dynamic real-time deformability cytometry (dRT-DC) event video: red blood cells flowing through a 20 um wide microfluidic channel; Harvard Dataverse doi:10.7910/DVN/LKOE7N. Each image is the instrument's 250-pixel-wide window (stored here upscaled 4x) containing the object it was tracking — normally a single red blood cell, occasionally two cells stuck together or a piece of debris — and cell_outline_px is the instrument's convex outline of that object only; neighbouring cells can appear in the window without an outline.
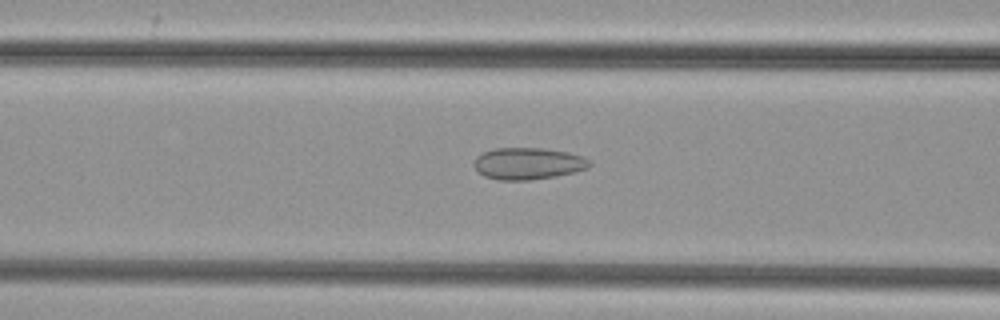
{"species": "common noctule bat (a hibernating species)", "species_latin": "Nyctalus noctula", "temperature_condition": "cold", "stored_images_in_passage": 51, "camera_frame_rate_fps": 3000, "um_per_image_px": 0.085, "animal": {"sex": "female", "body_mass_g": 29.2, "forearm_length_mm": 56.3}, "frame": {"image": 1, "passage_image": 20, "time_ms": 6.333, "image_size_px": [1000, 320], "cell_outline_px": [[592, 164], [588, 168], [576, 172], [556, 176], [528, 180], [500, 180], [484, 176], [476, 168], [476, 156], [484, 152], [496, 148], [544, 148], [568, 152], [584, 156]], "centroid_in_image_um": [44.94, 13.9], "position_along_channel_um": 121.7, "area_um2": 21.33}}
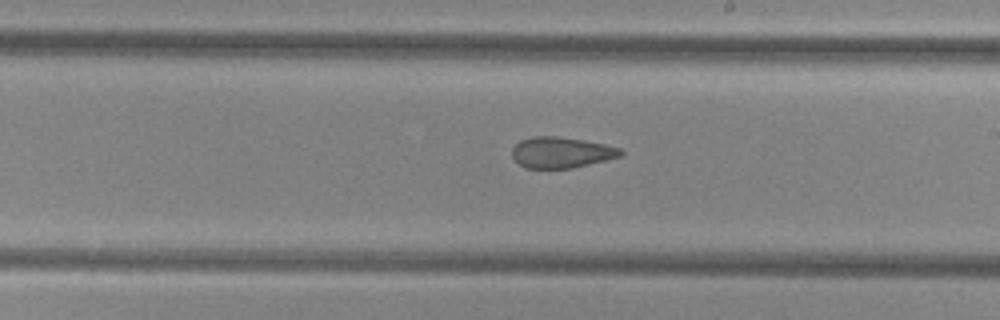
{"frame": {"image": 2, "passage_image": 29, "time_ms": 9.333, "image_size_px": [1000, 320], "cell_outline_px": [[624, 152], [620, 156], [572, 168], [524, 168], [512, 156], [512, 148], [520, 140], [532, 136], [556, 136], [584, 140], [604, 144], [620, 148]], "centroid_in_image_um": [47.68, 12.95], "position_along_channel_um": 241.3, "area_um2": 19.42}}
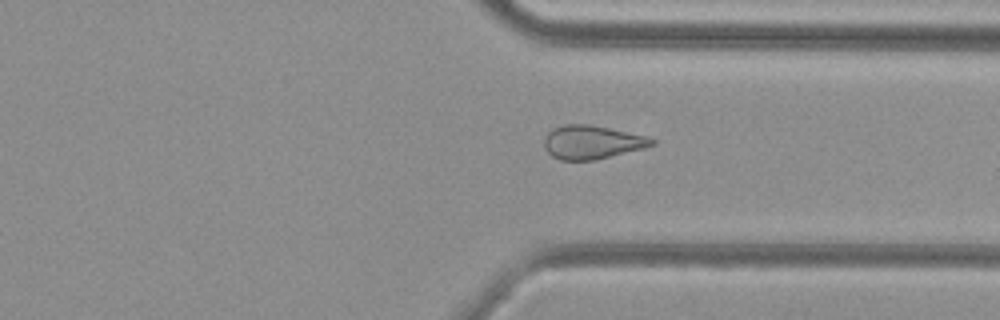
{"frame": {"image": 3, "passage_image": 38, "time_ms": 12.333, "image_size_px": [1000, 320], "cell_outline_px": [[656, 144], [644, 148], [596, 160], [560, 160], [552, 156], [544, 148], [544, 136], [552, 128], [564, 124], [588, 124], [608, 128], [644, 136], [656, 140]], "centroid_in_image_um": [50.27, 12.09], "position_along_channel_um": 361.1, "area_um2": 21.04}}